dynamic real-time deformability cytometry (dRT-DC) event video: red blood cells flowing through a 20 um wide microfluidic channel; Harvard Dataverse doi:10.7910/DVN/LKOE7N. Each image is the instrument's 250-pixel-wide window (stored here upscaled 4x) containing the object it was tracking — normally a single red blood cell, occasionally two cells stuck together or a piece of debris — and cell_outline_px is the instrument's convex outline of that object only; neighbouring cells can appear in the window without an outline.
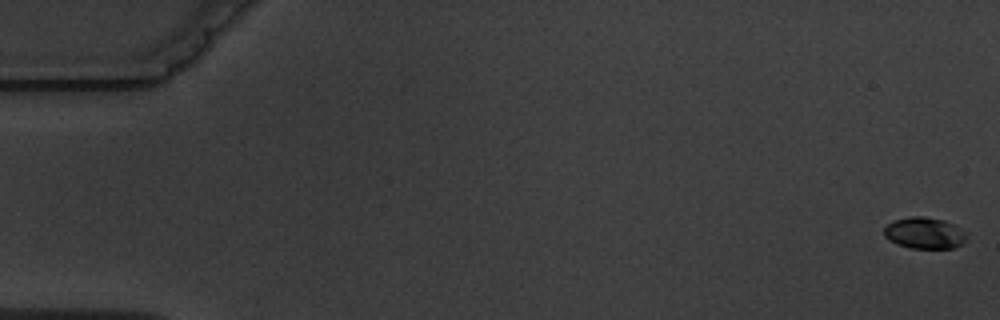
{"species": "common noctule bat (a hibernating species)", "species_latin": "Nyctalus noctula", "temperature_condition": "warm", "stored_images_in_passage": 15, "camera_frame_rate_fps": 3000, "um_per_image_px": 0.085, "animal": {"sex": "male", "body_mass_g": 19.5, "forearm_length_mm": 54.6}, "frame": {"image": 1, "passage_image": 1, "time_ms": 0.0, "image_size_px": [1000, 320], "cell_outline_px": [[968, 232], [964, 240], [960, 244], [952, 248], [912, 248], [896, 244], [888, 240], [884, 236], [884, 228], [892, 220], [908, 216], [924, 216], [944, 220]], "centroid_in_image_um": [78.54, 19.79], "position_along_channel_um": 6.5, "area_um2": 15.2}}
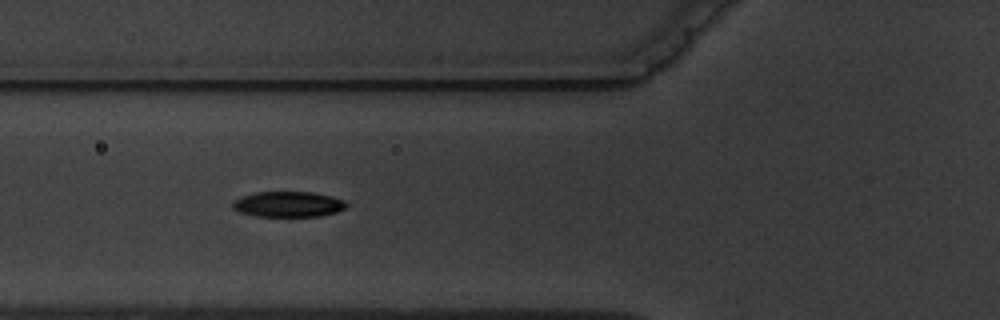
{"frame": {"image": 2, "passage_image": 6, "time_ms": 7.0, "image_size_px": [1000, 320], "cell_outline_px": [[348, 204], [344, 208], [336, 212], [320, 216], [256, 216], [240, 212], [232, 208], [232, 200], [240, 196], [256, 192], [312, 192], [332, 196], [344, 200]], "centroid_in_image_um": [24.47, 17.35], "position_along_channel_um": 101.3, "area_um2": 16.99}}
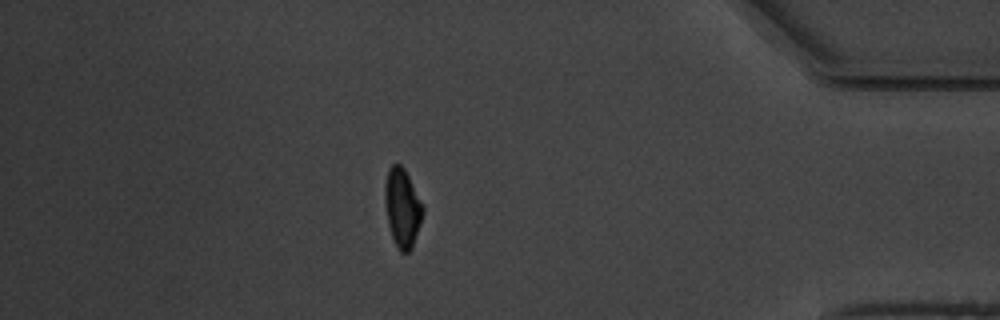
{"frame": {"image": 3, "passage_image": 14, "time_ms": 16.333, "image_size_px": [1000, 320], "cell_outline_px": [[424, 212], [412, 248], [408, 252], [400, 252], [396, 248], [392, 240], [388, 224], [384, 200], [384, 184], [388, 168], [392, 164], [400, 164], [404, 168], [424, 204]], "centroid_in_image_um": [34.19, 17.66], "position_along_channel_um": 401.0, "area_um2": 17.8}, "authors_computed_cell_mechanics": {"area_um2": 16.9932, "velocity_mm_per_s": 3.6153, "shape_relaxation_time_tau1_ms": 2.5591, "shape_relaxation_time_tau2_ms": null, "deformation_change_tau1": 0.1272, "deformation_change_tau2": null}}